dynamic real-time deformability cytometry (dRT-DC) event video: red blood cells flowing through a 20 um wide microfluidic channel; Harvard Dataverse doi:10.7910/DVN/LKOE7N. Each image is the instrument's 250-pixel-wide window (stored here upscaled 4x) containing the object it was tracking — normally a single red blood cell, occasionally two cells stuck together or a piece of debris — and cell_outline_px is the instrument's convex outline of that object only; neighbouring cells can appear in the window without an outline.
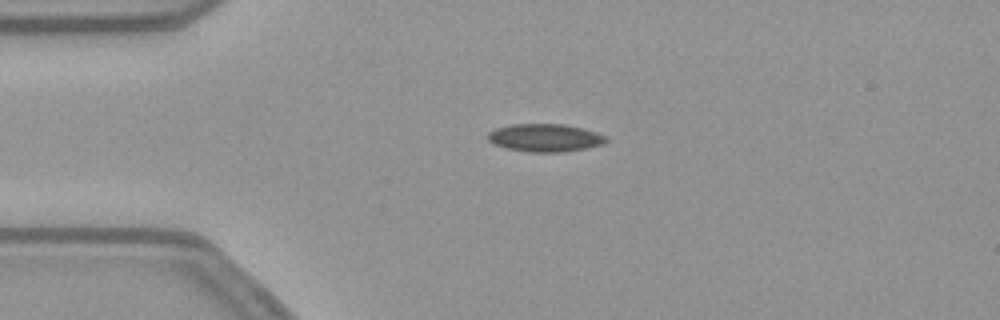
{"species": "common noctule bat (a hibernating species)", "species_latin": "Nyctalus noctula", "temperature_condition": "warm", "stored_images_in_passage": 42, "camera_frame_rate_fps": 3000, "um_per_image_px": 0.085, "animal": {"sex": "female", "body_mass_g": 21.9}, "frame": {"image": 1, "passage_image": 1, "time_ms": 0.0, "image_size_px": [1000, 320], "cell_outline_px": [[608, 140], [604, 144], [584, 148], [560, 152], [532, 152], [508, 148], [496, 144], [488, 140], [488, 132], [496, 128], [512, 124], [564, 124], [596, 132], [608, 136]], "centroid_in_image_um": [46.35, 11.7], "position_along_channel_um": 38.6, "area_um2": 18.96}}
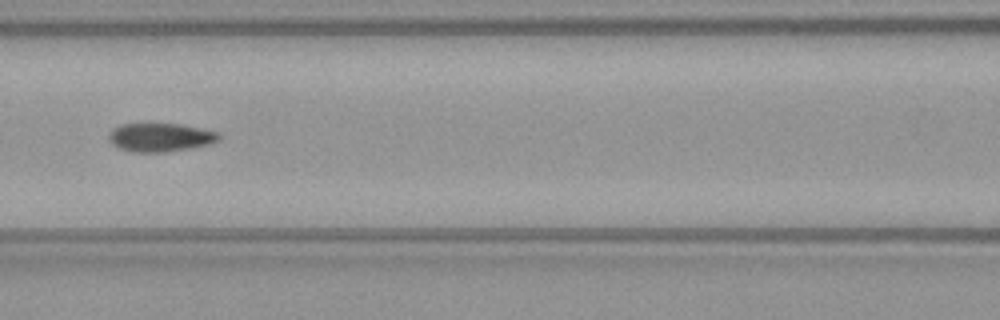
{"frame": {"image": 2, "passage_image": 12, "time_ms": 3.667, "image_size_px": [1000, 320], "cell_outline_px": [[220, 140], [212, 144], [192, 148], [164, 152], [132, 152], [120, 148], [112, 144], [108, 140], [108, 136], [112, 128], [120, 124], [180, 124], [220, 132]], "centroid_in_image_um": [13.65, 11.68], "position_along_channel_um": 153.0, "area_um2": 18.5}}
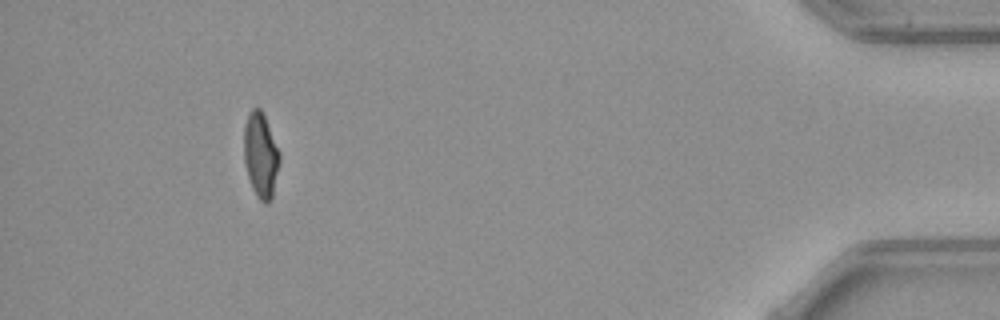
{"frame": {"image": 3, "passage_image": 38, "time_ms": 12.333, "image_size_px": [1000, 320], "cell_outline_px": [[280, 160], [272, 196], [268, 204], [264, 204], [256, 196], [252, 188], [248, 176], [244, 160], [244, 124], [252, 108], [260, 108], [264, 112], [280, 152]], "centroid_in_image_um": [22.16, 13.17], "position_along_channel_um": 413.0, "area_um2": 17.8}, "authors_computed_cell_mechanics": {"area_um2": 18.5827, "velocity_mm_per_s": 3.8126, "shape_relaxation_time_tau1_ms": null, "shape_relaxation_time_tau2_ms": 2.3774, "deformation_change_tau1": null, "deformation_change_tau2": 0.0688}}